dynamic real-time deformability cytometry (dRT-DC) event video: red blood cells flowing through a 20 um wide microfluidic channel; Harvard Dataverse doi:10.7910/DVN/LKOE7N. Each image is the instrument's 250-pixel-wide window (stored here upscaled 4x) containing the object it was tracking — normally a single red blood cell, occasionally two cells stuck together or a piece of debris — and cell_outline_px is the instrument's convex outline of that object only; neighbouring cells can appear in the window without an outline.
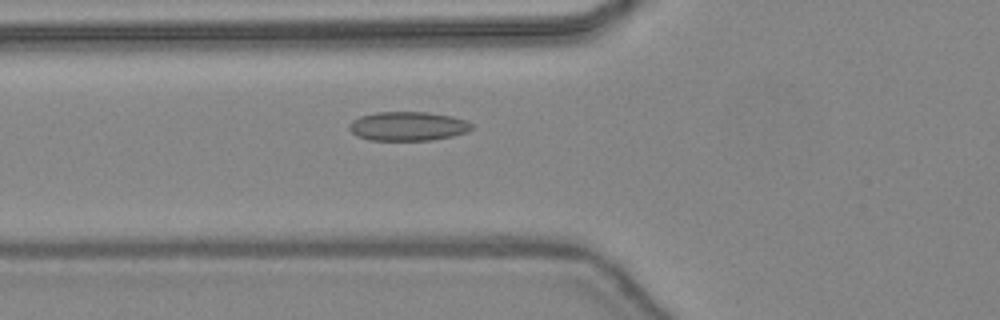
{"species": "common noctule bat (a hibernating species)", "species_latin": "Nyctalus noctula", "temperature_condition": "warm", "stored_images_in_passage": 23, "camera_frame_rate_fps": 3000, "um_per_image_px": 0.085, "animal": {"sex": "female", "body_mass_g": 24.6, "forearm_length_mm": 56.2}, "frame": {"image": 1, "passage_image": 2, "time_ms": 0.333, "image_size_px": [1000, 320], "cell_outline_px": [[472, 128], [468, 132], [452, 136], [432, 140], [368, 140], [356, 136], [348, 128], [348, 124], [352, 120], [360, 116], [376, 112], [428, 112], [452, 116], [464, 120], [472, 124]], "centroid_in_image_um": [34.64, 10.73], "position_along_channel_um": 91.2, "area_um2": 20.87}}
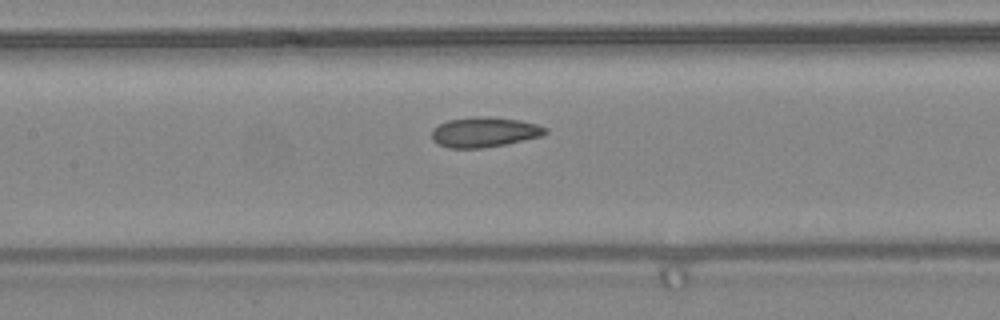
{"frame": {"image": 2, "passage_image": 7, "time_ms": 2.0, "image_size_px": [1000, 320], "cell_outline_px": [[548, 132], [544, 136], [504, 144], [480, 148], [448, 148], [432, 140], [432, 128], [448, 120], [472, 116], [484, 116], [520, 120], [536, 124], [548, 128]], "centroid_in_image_um": [41.18, 11.22], "position_along_channel_um": 166.2, "area_um2": 19.94}}
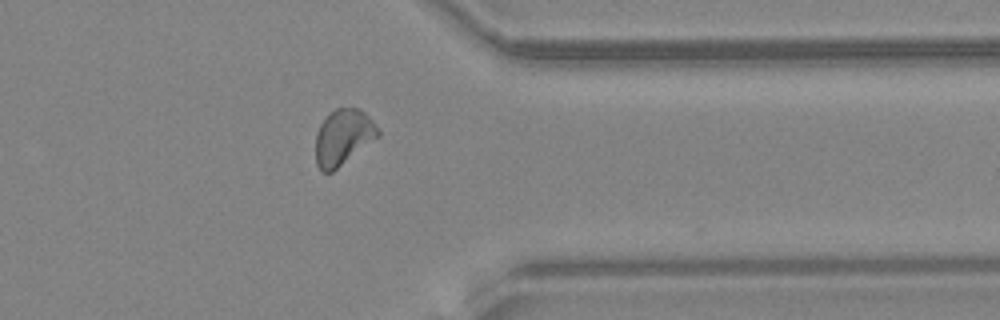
{"frame": {"image": 3, "passage_image": 22, "time_ms": 7.0, "image_size_px": [1000, 320], "cell_outline_px": [[380, 136], [332, 172], [320, 172], [316, 164], [316, 132], [320, 124], [336, 108], [360, 108], [372, 120], [380, 132]], "centroid_in_image_um": [29.17, 11.68], "position_along_channel_um": 382.2, "area_um2": 20.17}}